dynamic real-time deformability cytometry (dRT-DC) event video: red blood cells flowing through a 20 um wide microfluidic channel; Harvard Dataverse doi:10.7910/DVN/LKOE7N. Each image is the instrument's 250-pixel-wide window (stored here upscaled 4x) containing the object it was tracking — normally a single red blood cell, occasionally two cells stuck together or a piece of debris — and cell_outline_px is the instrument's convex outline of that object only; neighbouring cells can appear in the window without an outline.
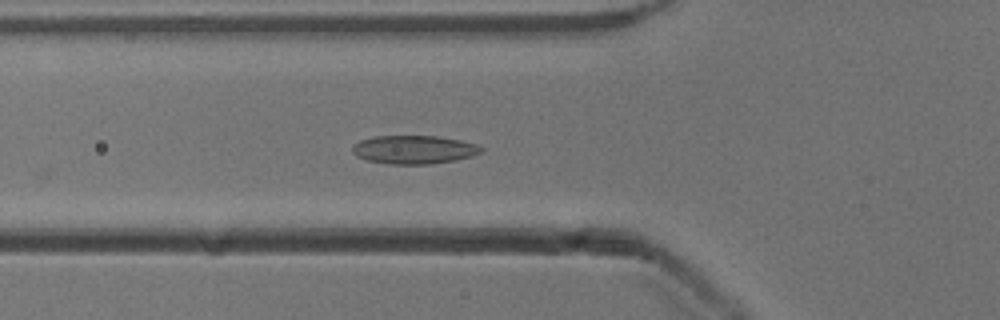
{"species": "common noctule bat (a hibernating species)", "species_latin": "Nyctalus noctula", "temperature_condition": "cold", "stored_images_in_passage": 28, "camera_frame_rate_fps": 3000, "um_per_image_px": 0.085, "animal": {"sex": "male", "body_mass_g": 13.3}, "frame": {"image": 1, "passage_image": 6, "time_ms": 1.667, "image_size_px": [1000, 320], "cell_outline_px": [[484, 148], [480, 152], [472, 156], [456, 160], [428, 164], [388, 164], [368, 160], [356, 156], [352, 152], [352, 144], [360, 140], [376, 136], [436, 136], [460, 140], [476, 144]], "centroid_in_image_um": [35.16, 12.72], "position_along_channel_um": 90.6, "area_um2": 21.33}}
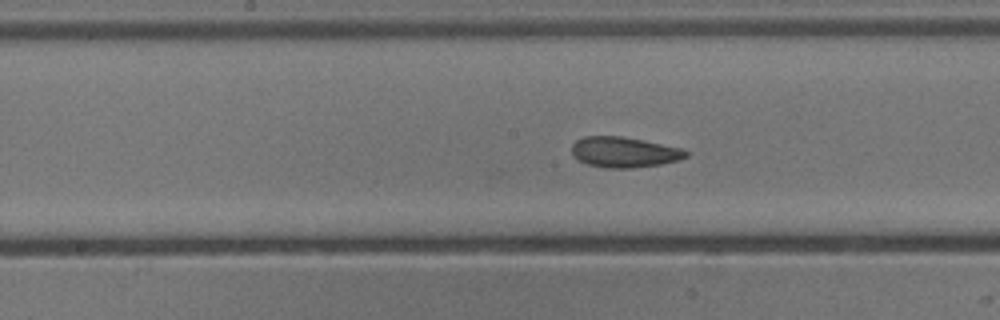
{"frame": {"image": 2, "passage_image": 14, "time_ms": 4.333, "image_size_px": [1000, 320], "cell_outline_px": [[688, 156], [680, 160], [660, 164], [628, 168], [604, 168], [588, 164], [572, 156], [572, 144], [576, 140], [584, 136], [620, 136], [644, 140], [680, 148], [688, 152]], "centroid_in_image_um": [53.03, 12.93], "position_along_channel_um": 195.2, "area_um2": 20.23}}
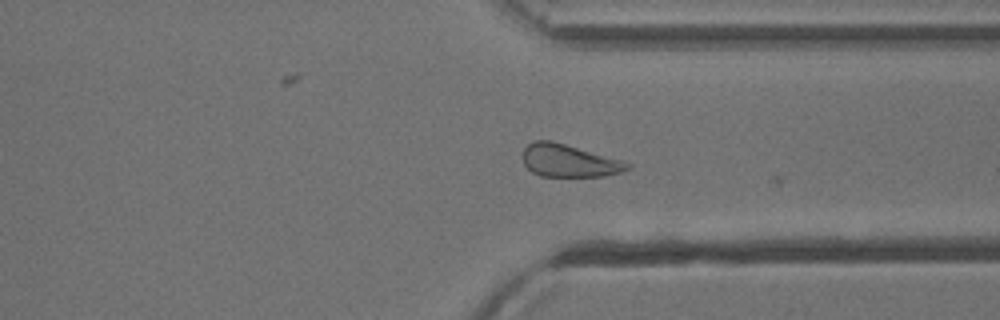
{"frame": {"image": 3, "passage_image": 27, "time_ms": 8.667, "image_size_px": [1000, 320], "cell_outline_px": [[632, 164], [628, 168], [620, 172], [604, 176], [540, 176], [532, 172], [524, 164], [524, 148], [532, 140], [552, 140], [624, 160]], "centroid_in_image_um": [48.37, 13.64], "position_along_channel_um": 363.0, "area_um2": 19.94}}